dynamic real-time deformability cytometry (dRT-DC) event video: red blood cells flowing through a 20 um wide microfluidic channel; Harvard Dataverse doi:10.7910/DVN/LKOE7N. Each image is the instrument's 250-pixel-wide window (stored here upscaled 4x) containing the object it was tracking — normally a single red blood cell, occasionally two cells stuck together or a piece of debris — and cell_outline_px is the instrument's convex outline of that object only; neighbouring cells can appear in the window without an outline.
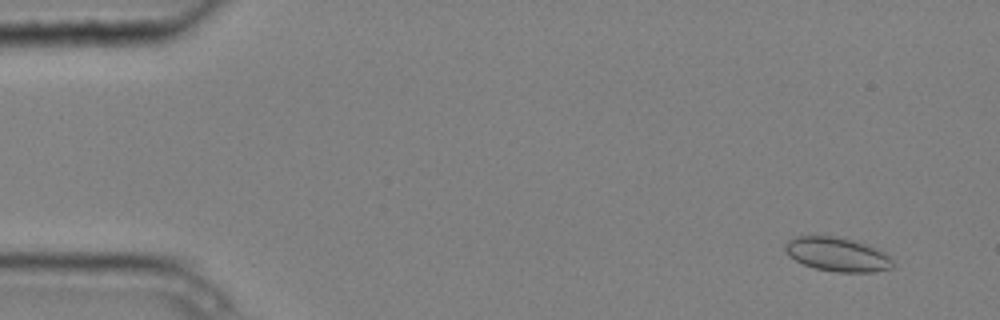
{"species": "common noctule bat (a hibernating species)", "species_latin": "Nyctalus noctula", "temperature_condition": "cold", "stored_images_in_passage": 6, "camera_frame_rate_fps": 3000, "um_per_image_px": 0.085, "animal": {"sex": "male", "body_mass_g": 20.4}, "frame": {"image": 1, "passage_image": 2, "time_ms": 0.333, "image_size_px": [1000, 320], "cell_outline_px": [[892, 268], [872, 272], [836, 272], [812, 268], [788, 256], [784, 252], [784, 244], [788, 240], [796, 236], [836, 236], [852, 240], [876, 248], [884, 252], [892, 260]], "centroid_in_image_um": [71.11, 21.62], "position_along_channel_um": 13.9, "area_um2": 21.33}}
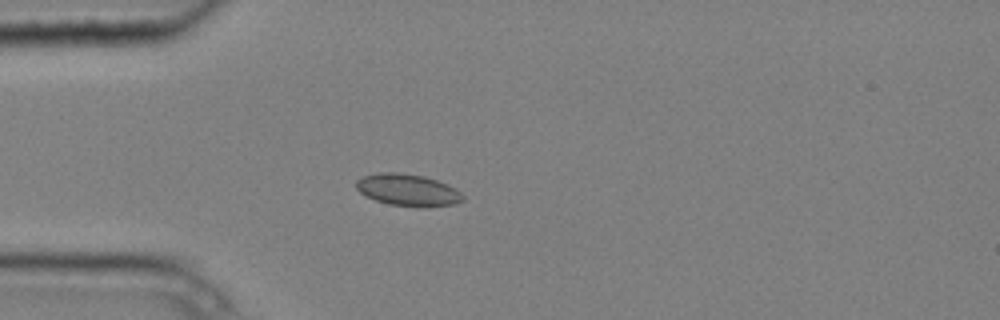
{"frame": {"image": 2, "passage_image": 5, "time_ms": 1.333, "image_size_px": [1000, 320], "cell_outline_px": [[464, 200], [456, 204], [424, 208], [388, 204], [364, 196], [356, 188], [356, 180], [364, 176], [380, 172], [396, 172], [424, 176], [448, 184], [456, 188], [464, 196]], "centroid_in_image_um": [34.69, 16.16], "position_along_channel_um": 50.3, "area_um2": 20.11}}